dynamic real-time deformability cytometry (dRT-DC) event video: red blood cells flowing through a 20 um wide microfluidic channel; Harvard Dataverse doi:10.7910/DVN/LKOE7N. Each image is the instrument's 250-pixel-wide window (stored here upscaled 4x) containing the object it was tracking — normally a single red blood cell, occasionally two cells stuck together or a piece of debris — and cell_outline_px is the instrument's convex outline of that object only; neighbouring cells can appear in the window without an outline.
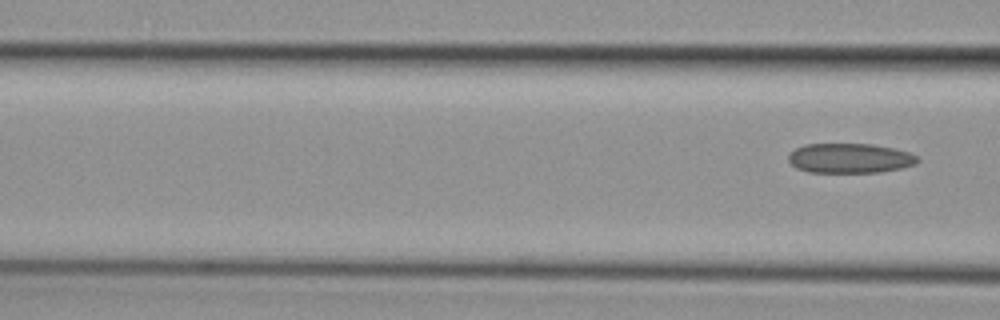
{"species": "common noctule bat (a hibernating species)", "species_latin": "Nyctalus noctula", "temperature_condition": "cold", "stored_images_in_passage": 6, "segment_of_instrument_passage": [2, 2], "camera_frame_rate_fps": 3000, "um_per_image_px": 0.085, "animal": {"sex": "female", "body_mass_g": 29.2, "forearm_length_mm": 56.3}, "frame": {"image": 1, "passage_image": 6, "time_ms": 1.667, "image_size_px": [1000, 320], "cell_outline_px": [[920, 160], [916, 164], [900, 168], [880, 172], [808, 172], [796, 168], [788, 160], [788, 152], [804, 144], [872, 144], [892, 148], [908, 152], [916, 156]], "centroid_in_image_um": [72.2, 13.45], "position_along_channel_um": 94.4, "area_um2": 22.37}}